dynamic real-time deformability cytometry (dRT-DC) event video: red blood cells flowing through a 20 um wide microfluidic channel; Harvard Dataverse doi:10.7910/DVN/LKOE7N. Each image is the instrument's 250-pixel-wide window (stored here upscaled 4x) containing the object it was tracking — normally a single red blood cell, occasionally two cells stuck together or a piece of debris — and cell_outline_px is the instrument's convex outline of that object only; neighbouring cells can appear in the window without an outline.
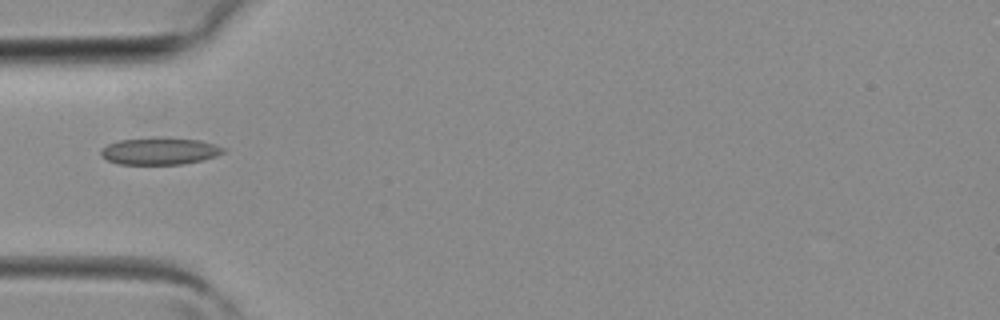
{"species": "common noctule bat (a hibernating species)", "species_latin": "Nyctalus noctula", "temperature_condition": "room temperature", "stored_images_in_passage": 1, "camera_frame_rate_fps": 3000, "um_per_image_px": 0.085, "animal": {"sex": "female", "body_mass_g": 19.3, "forearm_length_mm": 54.1}, "frame": {"image": 1, "passage_image": 1, "time_ms": 0.0, "image_size_px": [1000, 320], "cell_outline_px": [[224, 152], [216, 156], [204, 160], [184, 164], [120, 164], [108, 160], [100, 156], [100, 148], [108, 144], [120, 140], [156, 136], [168, 136], [200, 140], [216, 144], [224, 148]], "centroid_in_image_um": [13.58, 12.82], "position_along_channel_um": 71.4, "area_um2": 19.83}}